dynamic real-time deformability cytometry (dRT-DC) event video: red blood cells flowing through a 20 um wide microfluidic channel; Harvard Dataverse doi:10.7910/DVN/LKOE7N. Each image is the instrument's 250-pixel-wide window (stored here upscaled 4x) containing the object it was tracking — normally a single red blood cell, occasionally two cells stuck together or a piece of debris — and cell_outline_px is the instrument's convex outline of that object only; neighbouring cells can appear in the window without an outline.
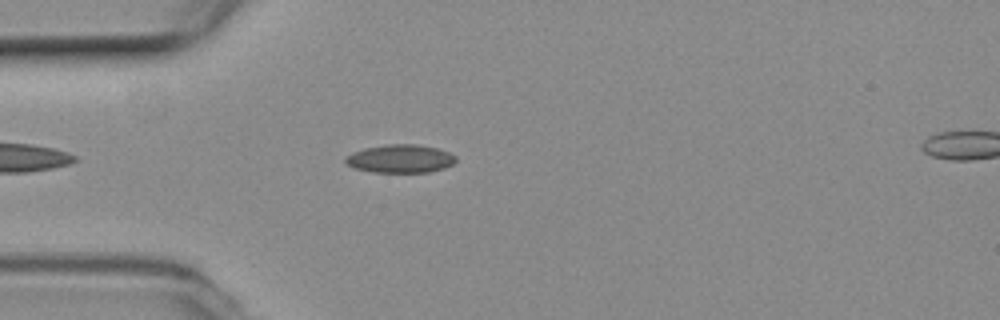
{"species": "common noctule bat (a hibernating species)", "species_latin": "Nyctalus noctula", "temperature_condition": "room temperature", "stored_images_in_passage": 37, "camera_frame_rate_fps": 3000, "um_per_image_px": 0.085, "animal": {"sex": "female", "body_mass_g": 19.3, "forearm_length_mm": 54.1}, "frame": {"image": 1, "passage_image": 5, "time_ms": 1.333, "image_size_px": [1000, 320], "cell_outline_px": [[456, 160], [452, 164], [444, 168], [428, 172], [372, 172], [356, 168], [348, 164], [344, 160], [344, 156], [352, 152], [364, 148], [388, 144], [416, 144], [436, 148], [448, 152], [456, 156]], "centroid_in_image_um": [34.01, 13.48], "position_along_channel_um": 51.0, "area_um2": 18.09}}
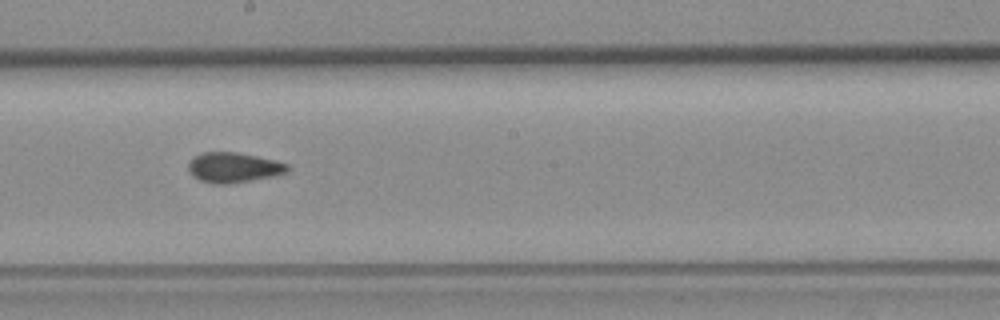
{"frame": {"image": 2, "passage_image": 20, "time_ms": 6.333, "image_size_px": [1000, 320], "cell_outline_px": [[288, 172], [276, 176], [228, 184], [212, 184], [200, 180], [192, 176], [188, 172], [188, 164], [196, 156], [204, 152], [236, 152], [256, 156], [288, 164]], "centroid_in_image_um": [19.84, 14.25], "position_along_channel_um": 228.4, "area_um2": 17.34}}
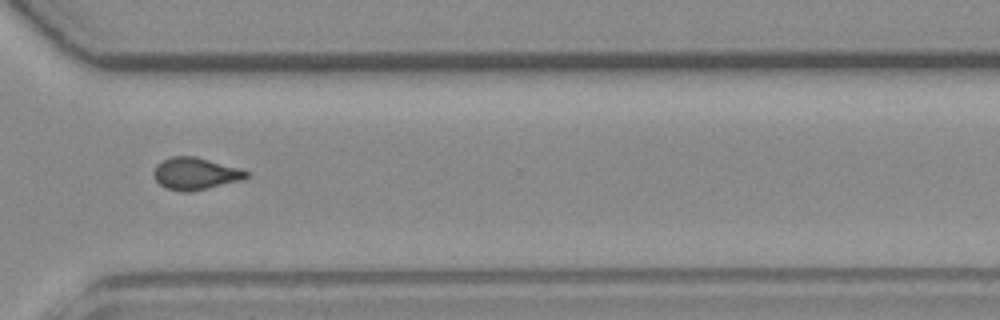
{"frame": {"image": 3, "passage_image": 30, "time_ms": 9.667, "image_size_px": [1000, 320], "cell_outline_px": [[248, 176], [244, 180], [192, 192], [180, 192], [168, 188], [160, 184], [152, 176], [152, 172], [156, 164], [172, 156], [196, 156], [240, 168], [248, 172]], "centroid_in_image_um": [16.61, 14.76], "position_along_channel_um": 354.0, "area_um2": 17.57}, "authors_computed_cell_mechanics": {"area_um2": 17.3978, "velocity_mm_per_s": 3.7714, "shape_relaxation_time_tau1_ms": null, "shape_relaxation_time_tau2_ms": 2.5194, "deformation_change_tau1": null, "deformation_change_tau2": 0.0544}}